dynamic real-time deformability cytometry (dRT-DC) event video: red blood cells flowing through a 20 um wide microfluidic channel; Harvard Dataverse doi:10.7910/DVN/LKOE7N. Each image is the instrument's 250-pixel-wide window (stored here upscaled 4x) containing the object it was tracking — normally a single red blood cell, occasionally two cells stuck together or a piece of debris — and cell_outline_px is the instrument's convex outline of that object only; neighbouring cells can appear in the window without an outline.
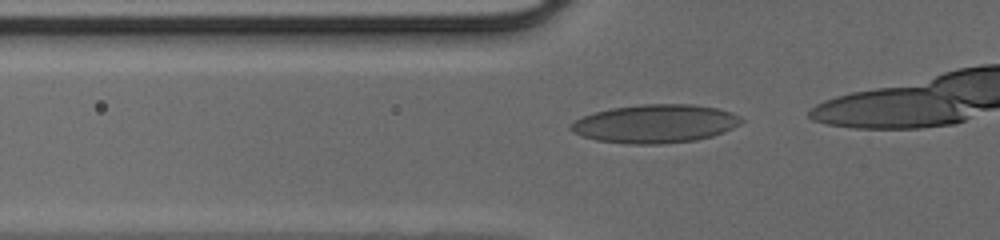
{"species": "human", "species_latin": "Homo sapiens", "temperature_condition": "cold", "stored_images_in_passage": 8, "camera_frame_rate_fps": 3000, "um_per_image_px": 0.085, "donor": {"sex": "male"}, "frame": {"image": 1, "passage_image": 2, "time_ms": 0.333, "image_size_px": [1000, 240], "cell_outline_px": [[744, 120], [740, 124], [724, 132], [712, 136], [696, 140], [660, 144], [628, 144], [596, 140], [572, 132], [568, 128], [568, 124], [592, 112], [612, 108], [640, 104], [692, 104], [716, 108], [732, 112], [740, 116]], "centroid_in_image_um": [55.68, 10.51], "position_along_channel_um": 70.1, "area_um2": 38.32}}
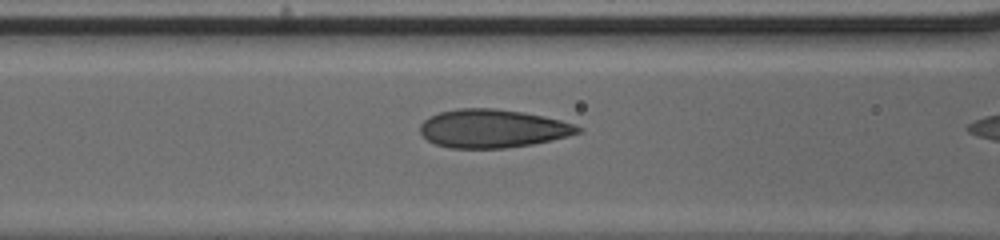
{"frame": {"image": 2, "passage_image": 6, "time_ms": 1.667, "image_size_px": [1000, 240], "cell_outline_px": [[584, 128], [580, 132], [568, 136], [552, 140], [532, 144], [504, 148], [448, 148], [436, 144], [428, 140], [420, 132], [420, 124], [428, 116], [440, 112], [456, 108], [496, 108], [524, 112], [544, 116], [576, 124]], "centroid_in_image_um": [41.88, 10.92], "position_along_channel_um": 124.7, "area_um2": 35.49}}